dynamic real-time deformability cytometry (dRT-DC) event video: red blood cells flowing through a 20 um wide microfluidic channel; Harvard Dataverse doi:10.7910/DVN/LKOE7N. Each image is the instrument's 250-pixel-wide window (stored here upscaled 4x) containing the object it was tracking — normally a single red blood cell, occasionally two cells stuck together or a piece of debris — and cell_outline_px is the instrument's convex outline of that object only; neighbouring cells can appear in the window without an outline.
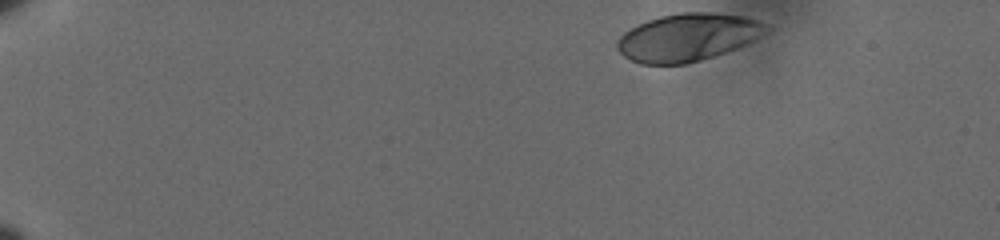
{"species": "human", "species_latin": "Homo sapiens", "temperature_condition": "cold", "stored_images_in_passage": 11, "camera_frame_rate_fps": 3000, "um_per_image_px": 0.085, "donor": {"sex": "male"}, "frame": {"image": 1, "passage_image": 1, "time_ms": 0.0, "image_size_px": [1000, 240], "cell_outline_px": [[772, 28], [768, 32], [736, 48], [700, 60], [684, 64], [640, 64], [624, 56], [616, 48], [616, 44], [620, 36], [624, 32], [648, 20], [660, 16], [684, 12], [712, 12], [744, 16], [760, 20], [768, 24]], "centroid_in_image_um": [58.49, 3.16], "position_along_channel_um": 26.5, "area_um2": 41.21}}
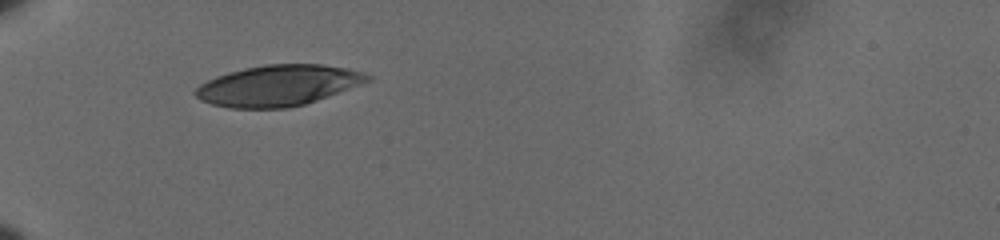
{"frame": {"image": 2, "passage_image": 8, "time_ms": 2.333, "image_size_px": [1000, 240], "cell_outline_px": [[372, 76], [368, 80], [316, 100], [304, 104], [288, 108], [228, 108], [212, 104], [200, 100], [192, 92], [200, 84], [216, 76], [228, 72], [244, 68], [264, 64], [320, 64], [344, 68], [360, 72]], "centroid_in_image_um": [23.53, 7.27], "position_along_channel_um": 61.5, "area_um2": 40.4}}
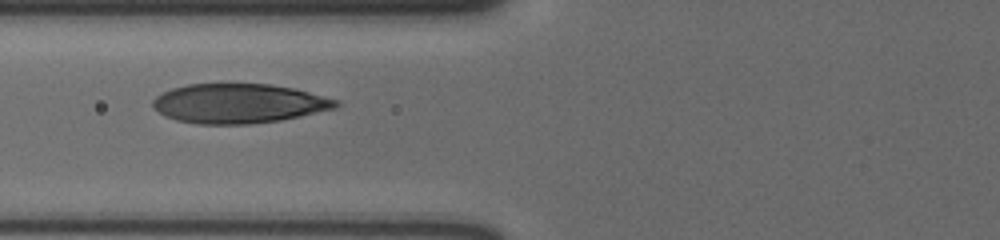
{"frame": {"image": 3, "passage_image": 10, "time_ms": 3.0, "image_size_px": [1000, 240], "cell_outline_px": [[340, 104], [336, 108], [300, 116], [280, 120], [248, 124], [196, 124], [176, 120], [164, 116], [152, 104], [152, 100], [156, 96], [172, 88], [188, 84], [268, 84], [292, 88], [340, 100]], "centroid_in_image_um": [20.29, 8.8], "position_along_channel_um": 105.5, "area_um2": 41.96}}